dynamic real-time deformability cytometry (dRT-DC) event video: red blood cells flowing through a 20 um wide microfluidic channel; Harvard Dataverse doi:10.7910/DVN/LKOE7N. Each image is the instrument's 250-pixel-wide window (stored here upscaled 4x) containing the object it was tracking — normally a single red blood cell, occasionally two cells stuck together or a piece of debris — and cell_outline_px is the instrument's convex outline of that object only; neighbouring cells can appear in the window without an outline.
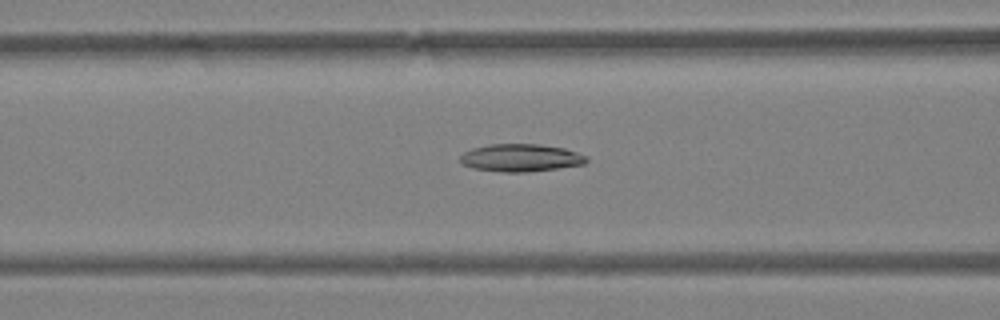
{"species": "Egyptian fruit bat (a non-hibernating species)", "species_latin": "Rousettus aegyptiacus", "temperature_condition": "warm", "stored_images_in_passage": 49, "camera_frame_rate_fps": 3000, "um_per_image_px": 0.085, "animal": {"sex": "female"}, "frame": {"image": 1, "passage_image": 21, "time_ms": 6.667, "image_size_px": [1000, 320], "cell_outline_px": [[588, 160], [584, 164], [556, 168], [524, 172], [504, 172], [472, 168], [464, 164], [460, 160], [460, 156], [464, 152], [472, 148], [488, 144], [540, 144], [564, 148], [588, 156]], "centroid_in_image_um": [44.26, 13.4], "position_along_channel_um": 122.3, "area_um2": 20.23}}
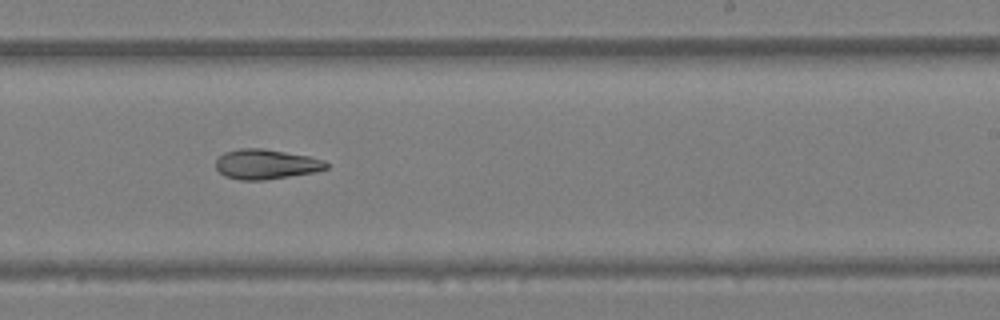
{"frame": {"image": 2, "passage_image": 31, "time_ms": 10.0, "image_size_px": [1000, 320], "cell_outline_px": [[328, 168], [316, 172], [264, 180], [240, 180], [224, 176], [216, 168], [216, 160], [224, 152], [240, 148], [264, 148], [308, 156], [324, 160], [328, 164]], "centroid_in_image_um": [22.61, 13.96], "position_along_channel_um": 266.4, "area_um2": 19.31}}
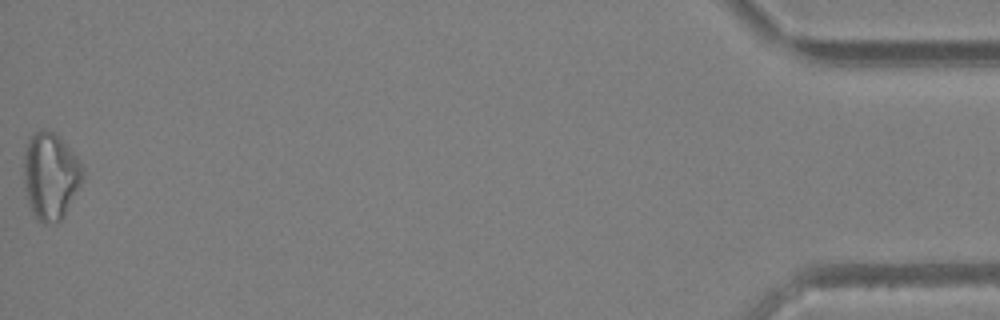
{"frame": {"image": 3, "passage_image": 49, "time_ms": 16.0, "image_size_px": [1000, 320], "cell_outline_px": [[84, 176], [64, 216], [56, 224], [44, 224], [36, 220], [28, 204], [24, 184], [24, 152], [28, 140], [40, 128], [44, 128], [60, 136], [76, 156], [84, 168]], "centroid_in_image_um": [4.28, 14.97], "position_along_channel_um": 430.9, "area_um2": 30.11}, "authors_computed_cell_mechanics": {"area_um2": 21.7906, "velocity_mm_per_s": 4.3305, "shape_relaxation_time_tau1_ms": 8.9962, "shape_relaxation_time_tau2_ms": null, "deformation_change_tau1": 0.2038, "deformation_change_tau2": null}}